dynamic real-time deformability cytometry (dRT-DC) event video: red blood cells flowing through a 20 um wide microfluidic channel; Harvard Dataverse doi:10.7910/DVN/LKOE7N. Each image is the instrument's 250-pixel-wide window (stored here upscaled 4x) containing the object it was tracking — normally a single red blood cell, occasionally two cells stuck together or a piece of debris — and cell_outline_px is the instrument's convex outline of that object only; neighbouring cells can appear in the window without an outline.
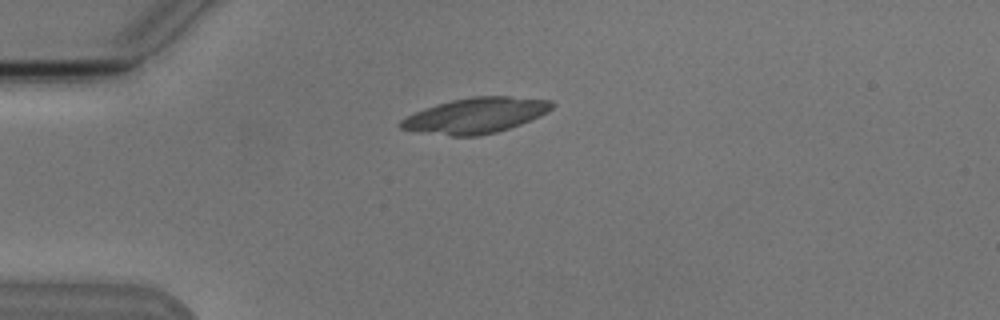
{"species": "Egyptian fruit bat (a non-hibernating species)", "species_latin": "Rousettus aegyptiacus", "temperature_condition": "cold", "stored_images_in_passage": 5, "camera_frame_rate_fps": 3000, "um_per_image_px": 0.085, "animal": {"sex": "male"}, "frame": {"image": 1, "passage_image": 2, "time_ms": 1.0, "image_size_px": [1000, 320], "cell_outline_px": [[556, 104], [548, 112], [540, 116], [520, 124], [496, 132], [480, 136], [452, 136], [400, 128], [400, 120], [424, 108], [436, 104], [452, 100], [472, 96], [508, 96], [552, 100]], "centroid_in_image_um": [40.49, 9.8], "position_along_channel_um": 44.5, "area_um2": 30.98}}
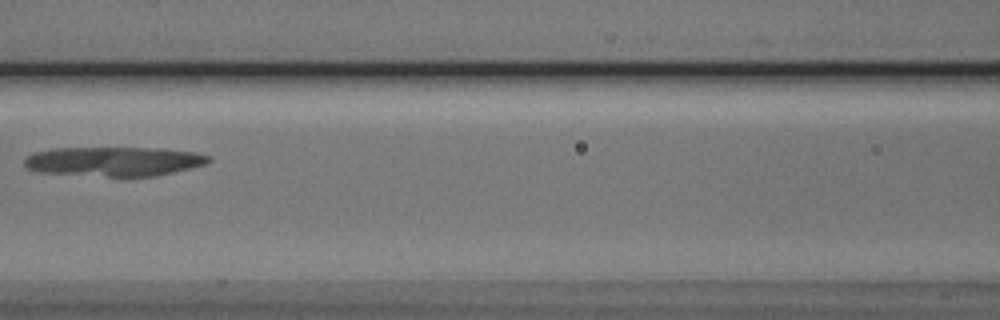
{"frame": {"image": 2, "passage_image": 5, "time_ms": 4.667, "image_size_px": [1000, 320], "cell_outline_px": [[212, 160], [204, 164], [156, 176], [108, 176], [40, 172], [28, 168], [24, 164], [24, 160], [32, 152], [52, 148], [160, 148], [196, 152], [212, 156]], "centroid_in_image_um": [9.7, 13.7], "position_along_channel_um": 156.9, "area_um2": 31.39}}